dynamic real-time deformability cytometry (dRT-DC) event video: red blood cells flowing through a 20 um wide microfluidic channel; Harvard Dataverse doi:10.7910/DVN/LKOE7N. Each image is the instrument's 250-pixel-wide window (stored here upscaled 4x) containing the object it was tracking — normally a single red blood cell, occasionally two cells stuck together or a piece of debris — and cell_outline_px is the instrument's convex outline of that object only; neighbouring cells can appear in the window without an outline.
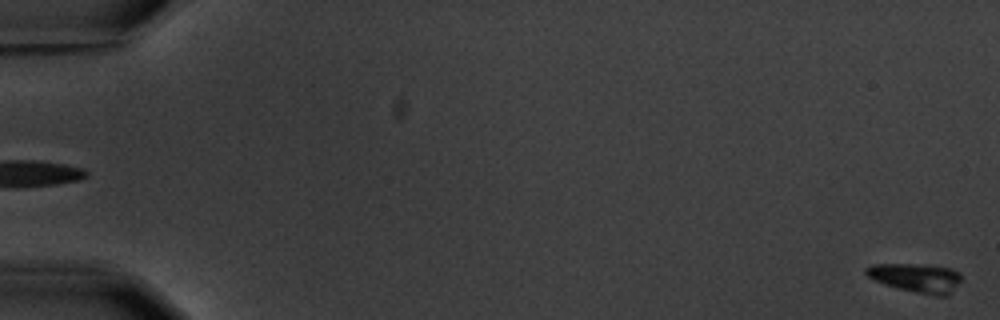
{"species": "common noctule bat (a hibernating species)", "species_latin": "Nyctalus noctula", "temperature_condition": "warm", "stored_images_in_passage": 4, "camera_frame_rate_fps": 3000, "um_per_image_px": 0.085, "animal": {"sex": "male", "body_mass_g": 20.1, "forearm_length_mm": 53.5}, "frame": {"image": 1, "passage_image": 4, "time_ms": 3.333, "image_size_px": [1000, 320], "cell_outline_px": [[960, 280], [944, 296], [936, 296], [896, 288], [884, 284], [868, 276], [864, 272], [864, 268], [872, 264], [924, 264], [952, 268], [960, 272]], "centroid_in_image_um": [77.83, 23.58], "position_along_channel_um": 7.2, "area_um2": 15.9}}